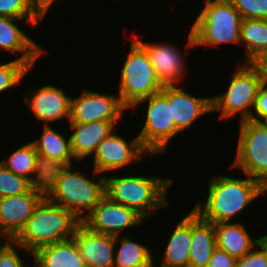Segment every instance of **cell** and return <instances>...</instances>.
Here are the masks:
<instances>
[{"mask_svg": "<svg viewBox=\"0 0 267 267\" xmlns=\"http://www.w3.org/2000/svg\"><path fill=\"white\" fill-rule=\"evenodd\" d=\"M155 260H156V258H155V259L153 258V259L147 264L146 267H171V266L166 265V264H163V263H161L160 265H156Z\"/></svg>", "mask_w": 267, "mask_h": 267, "instance_id": "39", "label": "cell"}, {"mask_svg": "<svg viewBox=\"0 0 267 267\" xmlns=\"http://www.w3.org/2000/svg\"><path fill=\"white\" fill-rule=\"evenodd\" d=\"M191 250L189 267H207L216 248L214 223L203 220L191 210Z\"/></svg>", "mask_w": 267, "mask_h": 267, "instance_id": "23", "label": "cell"}, {"mask_svg": "<svg viewBox=\"0 0 267 267\" xmlns=\"http://www.w3.org/2000/svg\"><path fill=\"white\" fill-rule=\"evenodd\" d=\"M129 38H133L147 53L150 63L153 66L156 76L163 86H173L182 84V80L187 74V63L185 51L182 52L179 46L170 42L160 41V43L146 42L140 39L142 34L131 33ZM187 75V76H186ZM181 83V84H178Z\"/></svg>", "mask_w": 267, "mask_h": 267, "instance_id": "12", "label": "cell"}, {"mask_svg": "<svg viewBox=\"0 0 267 267\" xmlns=\"http://www.w3.org/2000/svg\"><path fill=\"white\" fill-rule=\"evenodd\" d=\"M51 125H44L41 137L34 138V144L40 163L46 172L50 169L63 166L76 165L70 143L69 134L56 131ZM75 162V164H73Z\"/></svg>", "mask_w": 267, "mask_h": 267, "instance_id": "19", "label": "cell"}, {"mask_svg": "<svg viewBox=\"0 0 267 267\" xmlns=\"http://www.w3.org/2000/svg\"><path fill=\"white\" fill-rule=\"evenodd\" d=\"M71 98L62 87L46 84L35 90L31 88L25 94L23 103L38 122L52 126L58 120L70 121Z\"/></svg>", "mask_w": 267, "mask_h": 267, "instance_id": "15", "label": "cell"}, {"mask_svg": "<svg viewBox=\"0 0 267 267\" xmlns=\"http://www.w3.org/2000/svg\"><path fill=\"white\" fill-rule=\"evenodd\" d=\"M236 156L230 168L258 180L267 189V128L251 120L238 123Z\"/></svg>", "mask_w": 267, "mask_h": 267, "instance_id": "9", "label": "cell"}, {"mask_svg": "<svg viewBox=\"0 0 267 267\" xmlns=\"http://www.w3.org/2000/svg\"><path fill=\"white\" fill-rule=\"evenodd\" d=\"M267 119V83L259 87L249 120L262 122Z\"/></svg>", "mask_w": 267, "mask_h": 267, "instance_id": "34", "label": "cell"}, {"mask_svg": "<svg viewBox=\"0 0 267 267\" xmlns=\"http://www.w3.org/2000/svg\"><path fill=\"white\" fill-rule=\"evenodd\" d=\"M36 8L44 15L47 16V12L52 8V4H55L56 0H30ZM49 10V11H48Z\"/></svg>", "mask_w": 267, "mask_h": 267, "instance_id": "37", "label": "cell"}, {"mask_svg": "<svg viewBox=\"0 0 267 267\" xmlns=\"http://www.w3.org/2000/svg\"><path fill=\"white\" fill-rule=\"evenodd\" d=\"M180 85L164 86L161 92L168 98L172 119L179 132L190 129L197 119L212 111V96L197 97Z\"/></svg>", "mask_w": 267, "mask_h": 267, "instance_id": "17", "label": "cell"}, {"mask_svg": "<svg viewBox=\"0 0 267 267\" xmlns=\"http://www.w3.org/2000/svg\"><path fill=\"white\" fill-rule=\"evenodd\" d=\"M246 228V224L241 221L214 224L216 247L236 259L245 256L262 240V236L255 237Z\"/></svg>", "mask_w": 267, "mask_h": 267, "instance_id": "21", "label": "cell"}, {"mask_svg": "<svg viewBox=\"0 0 267 267\" xmlns=\"http://www.w3.org/2000/svg\"><path fill=\"white\" fill-rule=\"evenodd\" d=\"M206 200L197 202L192 208L203 220L217 224L232 222L233 219L267 189L248 175L245 177H229L228 175L214 174L208 181Z\"/></svg>", "mask_w": 267, "mask_h": 267, "instance_id": "2", "label": "cell"}, {"mask_svg": "<svg viewBox=\"0 0 267 267\" xmlns=\"http://www.w3.org/2000/svg\"><path fill=\"white\" fill-rule=\"evenodd\" d=\"M19 252L22 253V255L24 256L26 253H28L27 258L32 257L33 260V253L28 250H25L22 246H20L14 241L0 256V267H32L33 263H31L32 265L29 264V262H27L26 259H24V257Z\"/></svg>", "mask_w": 267, "mask_h": 267, "instance_id": "32", "label": "cell"}, {"mask_svg": "<svg viewBox=\"0 0 267 267\" xmlns=\"http://www.w3.org/2000/svg\"><path fill=\"white\" fill-rule=\"evenodd\" d=\"M0 162L11 172L29 179L34 185L45 186L47 172L31 141L17 147L7 158L0 159Z\"/></svg>", "mask_w": 267, "mask_h": 267, "instance_id": "22", "label": "cell"}, {"mask_svg": "<svg viewBox=\"0 0 267 267\" xmlns=\"http://www.w3.org/2000/svg\"><path fill=\"white\" fill-rule=\"evenodd\" d=\"M204 7L193 20L186 36L187 47L217 48L222 44L241 46L240 30L242 17L229 0H203Z\"/></svg>", "mask_w": 267, "mask_h": 267, "instance_id": "4", "label": "cell"}, {"mask_svg": "<svg viewBox=\"0 0 267 267\" xmlns=\"http://www.w3.org/2000/svg\"><path fill=\"white\" fill-rule=\"evenodd\" d=\"M34 186L29 179L11 172L0 162V198L26 193Z\"/></svg>", "mask_w": 267, "mask_h": 267, "instance_id": "29", "label": "cell"}, {"mask_svg": "<svg viewBox=\"0 0 267 267\" xmlns=\"http://www.w3.org/2000/svg\"><path fill=\"white\" fill-rule=\"evenodd\" d=\"M236 63L237 67L228 81L227 90L212 96V111L220 113V120L237 116L239 122H243L251 117L257 91L263 84V79L251 63Z\"/></svg>", "mask_w": 267, "mask_h": 267, "instance_id": "6", "label": "cell"}, {"mask_svg": "<svg viewBox=\"0 0 267 267\" xmlns=\"http://www.w3.org/2000/svg\"><path fill=\"white\" fill-rule=\"evenodd\" d=\"M251 64L259 71L264 83H267V49H265Z\"/></svg>", "mask_w": 267, "mask_h": 267, "instance_id": "36", "label": "cell"}, {"mask_svg": "<svg viewBox=\"0 0 267 267\" xmlns=\"http://www.w3.org/2000/svg\"><path fill=\"white\" fill-rule=\"evenodd\" d=\"M115 244L119 246H115L114 267H146L156 257L148 245L133 241L127 235L115 236Z\"/></svg>", "mask_w": 267, "mask_h": 267, "instance_id": "26", "label": "cell"}, {"mask_svg": "<svg viewBox=\"0 0 267 267\" xmlns=\"http://www.w3.org/2000/svg\"><path fill=\"white\" fill-rule=\"evenodd\" d=\"M44 197L45 186L35 185L26 193L0 198V233L15 239Z\"/></svg>", "mask_w": 267, "mask_h": 267, "instance_id": "16", "label": "cell"}, {"mask_svg": "<svg viewBox=\"0 0 267 267\" xmlns=\"http://www.w3.org/2000/svg\"><path fill=\"white\" fill-rule=\"evenodd\" d=\"M236 258L225 250L215 248L207 267H234Z\"/></svg>", "mask_w": 267, "mask_h": 267, "instance_id": "35", "label": "cell"}, {"mask_svg": "<svg viewBox=\"0 0 267 267\" xmlns=\"http://www.w3.org/2000/svg\"><path fill=\"white\" fill-rule=\"evenodd\" d=\"M118 121H94L90 123H68L71 149L79 162L88 160L98 145L117 129Z\"/></svg>", "mask_w": 267, "mask_h": 267, "instance_id": "20", "label": "cell"}, {"mask_svg": "<svg viewBox=\"0 0 267 267\" xmlns=\"http://www.w3.org/2000/svg\"><path fill=\"white\" fill-rule=\"evenodd\" d=\"M31 69L22 61L12 59L0 64V96L3 93L9 92L11 89L16 88L28 76Z\"/></svg>", "mask_w": 267, "mask_h": 267, "instance_id": "28", "label": "cell"}, {"mask_svg": "<svg viewBox=\"0 0 267 267\" xmlns=\"http://www.w3.org/2000/svg\"><path fill=\"white\" fill-rule=\"evenodd\" d=\"M77 97L71 98V116L68 123H90L94 121H119L128 110L120 101L118 93L113 95L83 88Z\"/></svg>", "mask_w": 267, "mask_h": 267, "instance_id": "11", "label": "cell"}, {"mask_svg": "<svg viewBox=\"0 0 267 267\" xmlns=\"http://www.w3.org/2000/svg\"><path fill=\"white\" fill-rule=\"evenodd\" d=\"M81 222L71 211L44 197L14 241L34 253L43 246L73 238Z\"/></svg>", "mask_w": 267, "mask_h": 267, "instance_id": "5", "label": "cell"}, {"mask_svg": "<svg viewBox=\"0 0 267 267\" xmlns=\"http://www.w3.org/2000/svg\"><path fill=\"white\" fill-rule=\"evenodd\" d=\"M35 267H86L73 238L49 244L33 253Z\"/></svg>", "mask_w": 267, "mask_h": 267, "instance_id": "24", "label": "cell"}, {"mask_svg": "<svg viewBox=\"0 0 267 267\" xmlns=\"http://www.w3.org/2000/svg\"><path fill=\"white\" fill-rule=\"evenodd\" d=\"M234 267H267V243L260 240L245 256L236 259Z\"/></svg>", "mask_w": 267, "mask_h": 267, "instance_id": "33", "label": "cell"}, {"mask_svg": "<svg viewBox=\"0 0 267 267\" xmlns=\"http://www.w3.org/2000/svg\"><path fill=\"white\" fill-rule=\"evenodd\" d=\"M242 19L267 20V0H229Z\"/></svg>", "mask_w": 267, "mask_h": 267, "instance_id": "31", "label": "cell"}, {"mask_svg": "<svg viewBox=\"0 0 267 267\" xmlns=\"http://www.w3.org/2000/svg\"><path fill=\"white\" fill-rule=\"evenodd\" d=\"M176 226V227H175ZM175 226L159 263L171 267H189L191 250V209Z\"/></svg>", "mask_w": 267, "mask_h": 267, "instance_id": "25", "label": "cell"}, {"mask_svg": "<svg viewBox=\"0 0 267 267\" xmlns=\"http://www.w3.org/2000/svg\"><path fill=\"white\" fill-rule=\"evenodd\" d=\"M140 104H147L144 126L137 134L142 146L152 156L166 153L172 138L180 133L172 119L168 98L160 91L138 101L131 109L136 110Z\"/></svg>", "mask_w": 267, "mask_h": 267, "instance_id": "8", "label": "cell"}, {"mask_svg": "<svg viewBox=\"0 0 267 267\" xmlns=\"http://www.w3.org/2000/svg\"><path fill=\"white\" fill-rule=\"evenodd\" d=\"M73 239L86 267H114L115 236L91 231L81 222Z\"/></svg>", "mask_w": 267, "mask_h": 267, "instance_id": "18", "label": "cell"}, {"mask_svg": "<svg viewBox=\"0 0 267 267\" xmlns=\"http://www.w3.org/2000/svg\"><path fill=\"white\" fill-rule=\"evenodd\" d=\"M0 16L17 19H44L30 0H0Z\"/></svg>", "mask_w": 267, "mask_h": 267, "instance_id": "30", "label": "cell"}, {"mask_svg": "<svg viewBox=\"0 0 267 267\" xmlns=\"http://www.w3.org/2000/svg\"><path fill=\"white\" fill-rule=\"evenodd\" d=\"M74 168L71 165L48 170L45 197L82 221L106 195L105 175L91 168L93 177L90 178L84 170L81 172Z\"/></svg>", "mask_w": 267, "mask_h": 267, "instance_id": "1", "label": "cell"}, {"mask_svg": "<svg viewBox=\"0 0 267 267\" xmlns=\"http://www.w3.org/2000/svg\"><path fill=\"white\" fill-rule=\"evenodd\" d=\"M145 219L135 210L112 201L105 195L98 205L82 220L91 231L119 236L124 230L144 224ZM143 223V224H142Z\"/></svg>", "mask_w": 267, "mask_h": 267, "instance_id": "13", "label": "cell"}, {"mask_svg": "<svg viewBox=\"0 0 267 267\" xmlns=\"http://www.w3.org/2000/svg\"><path fill=\"white\" fill-rule=\"evenodd\" d=\"M261 123L267 128V119L263 120Z\"/></svg>", "mask_w": 267, "mask_h": 267, "instance_id": "41", "label": "cell"}, {"mask_svg": "<svg viewBox=\"0 0 267 267\" xmlns=\"http://www.w3.org/2000/svg\"><path fill=\"white\" fill-rule=\"evenodd\" d=\"M3 238V239H2ZM14 242V238L0 233V256Z\"/></svg>", "mask_w": 267, "mask_h": 267, "instance_id": "38", "label": "cell"}, {"mask_svg": "<svg viewBox=\"0 0 267 267\" xmlns=\"http://www.w3.org/2000/svg\"><path fill=\"white\" fill-rule=\"evenodd\" d=\"M240 41L246 56L242 63H251L267 49V20L243 19L240 30Z\"/></svg>", "mask_w": 267, "mask_h": 267, "instance_id": "27", "label": "cell"}, {"mask_svg": "<svg viewBox=\"0 0 267 267\" xmlns=\"http://www.w3.org/2000/svg\"><path fill=\"white\" fill-rule=\"evenodd\" d=\"M42 20L44 19H17L0 16L1 52L3 50H6L8 53L10 52L11 56H16L15 59L24 62L32 70L36 61L45 54V49L34 38H31L24 29L22 30L20 22L27 21L25 24L29 23L31 27L37 28ZM17 53L21 55L18 56L16 55Z\"/></svg>", "mask_w": 267, "mask_h": 267, "instance_id": "14", "label": "cell"}, {"mask_svg": "<svg viewBox=\"0 0 267 267\" xmlns=\"http://www.w3.org/2000/svg\"><path fill=\"white\" fill-rule=\"evenodd\" d=\"M262 239L267 243V233L266 234H262Z\"/></svg>", "mask_w": 267, "mask_h": 267, "instance_id": "40", "label": "cell"}, {"mask_svg": "<svg viewBox=\"0 0 267 267\" xmlns=\"http://www.w3.org/2000/svg\"><path fill=\"white\" fill-rule=\"evenodd\" d=\"M116 129L98 145L92 159L93 169L100 174L120 171L129 165L139 163L152 155L142 146L140 138L136 135L131 140L118 134ZM125 167V168H124ZM107 172V173H106Z\"/></svg>", "mask_w": 267, "mask_h": 267, "instance_id": "10", "label": "cell"}, {"mask_svg": "<svg viewBox=\"0 0 267 267\" xmlns=\"http://www.w3.org/2000/svg\"><path fill=\"white\" fill-rule=\"evenodd\" d=\"M126 175H105V194L112 201L135 210L146 220L170 205L168 191L174 184L171 177Z\"/></svg>", "mask_w": 267, "mask_h": 267, "instance_id": "3", "label": "cell"}, {"mask_svg": "<svg viewBox=\"0 0 267 267\" xmlns=\"http://www.w3.org/2000/svg\"><path fill=\"white\" fill-rule=\"evenodd\" d=\"M127 53L119 75L118 95L130 110L138 101L160 92L164 86L158 80L147 53L133 38Z\"/></svg>", "mask_w": 267, "mask_h": 267, "instance_id": "7", "label": "cell"}]
</instances>
